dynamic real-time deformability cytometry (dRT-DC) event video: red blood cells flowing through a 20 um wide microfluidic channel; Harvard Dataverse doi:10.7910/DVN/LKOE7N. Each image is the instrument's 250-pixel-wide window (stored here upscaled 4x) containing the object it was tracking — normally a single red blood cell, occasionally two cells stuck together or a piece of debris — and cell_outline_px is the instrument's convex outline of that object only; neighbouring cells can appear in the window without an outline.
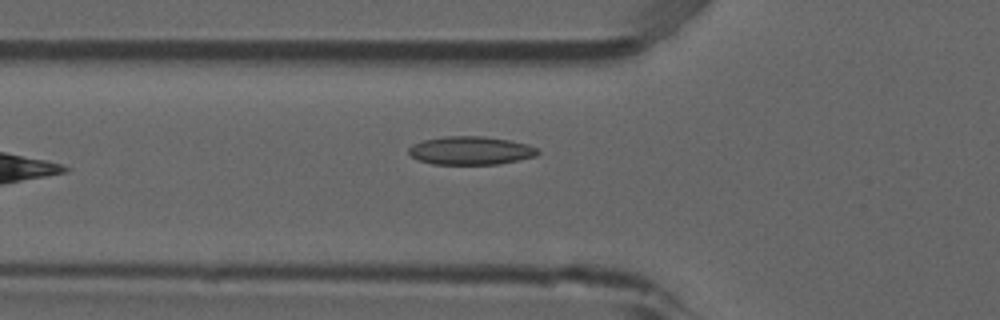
{"species": "common noctule bat (a hibernating species)", "species_latin": "Nyctalus noctula", "temperature_condition": "room temperature", "stored_images_in_passage": 6, "camera_frame_rate_fps": 3000, "um_per_image_px": 0.085, "animal": {"sex": "male", "forearm_length_mm": 52.5}, "frame": {"image": 1, "passage_image": 6, "time_ms": 1.667, "image_size_px": [1000, 320], "cell_outline_px": [[540, 152], [536, 156], [500, 164], [432, 164], [420, 160], [412, 156], [408, 152], [408, 148], [412, 144], [424, 140], [444, 136], [484, 136], [508, 140], [528, 144], [536, 148]], "centroid_in_image_um": [40.01, 12.79], "position_along_channel_um": 85.8, "area_um2": 21.27}}